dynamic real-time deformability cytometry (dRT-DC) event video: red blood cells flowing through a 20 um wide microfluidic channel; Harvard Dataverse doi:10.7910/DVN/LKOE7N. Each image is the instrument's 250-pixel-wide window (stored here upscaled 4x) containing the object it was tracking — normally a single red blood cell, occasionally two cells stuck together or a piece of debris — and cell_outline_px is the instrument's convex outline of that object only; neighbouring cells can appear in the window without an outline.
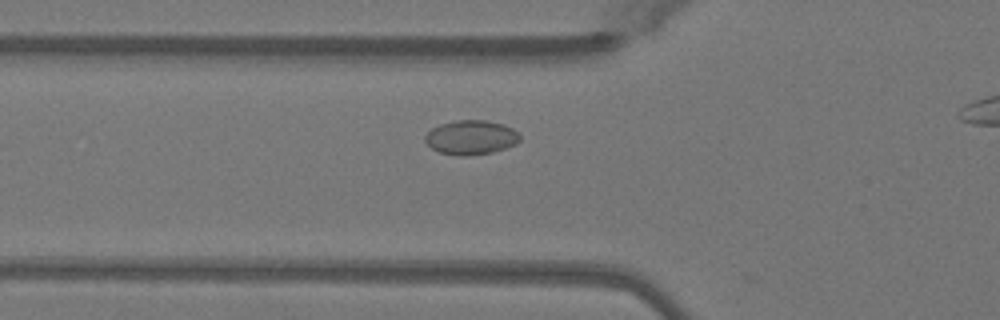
{"species": "Egyptian fruit bat (a non-hibernating species)", "species_latin": "Rousettus aegyptiacus", "temperature_condition": "warm", "stored_images_in_passage": 29, "camera_frame_rate_fps": 3000, "um_per_image_px": 0.085, "animal": {"sex": "female"}, "frame": {"image": 1, "passage_image": 3, "time_ms": 0.667, "image_size_px": [1000, 320], "cell_outline_px": [[520, 140], [516, 144], [492, 152], [468, 156], [456, 156], [440, 152], [432, 148], [424, 140], [424, 136], [432, 128], [440, 124], [456, 120], [484, 120], [504, 124], [520, 132]], "centroid_in_image_um": [40.05, 11.68], "position_along_channel_um": 85.8, "area_um2": 19.07}}
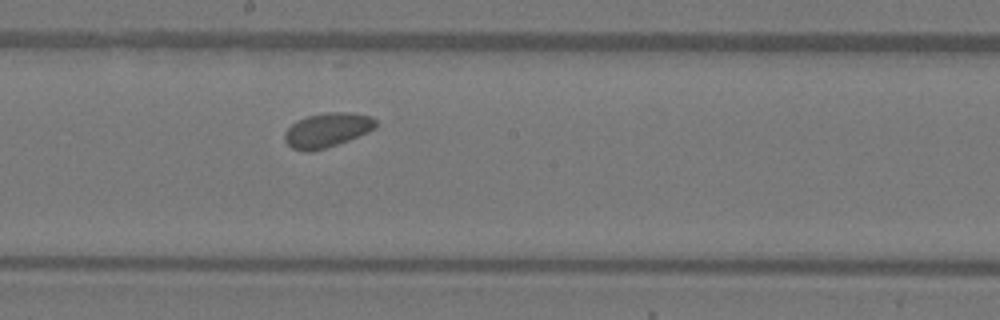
{"frame": {"image": 2, "passage_image": 13, "time_ms": 4.0, "image_size_px": [1000, 320], "cell_outline_px": [[376, 128], [368, 132], [348, 140], [312, 152], [304, 152], [292, 148], [284, 140], [284, 132], [292, 124], [308, 116], [328, 112], [348, 112], [372, 116], [376, 120]], "centroid_in_image_um": [27.81, 11.06], "position_along_channel_um": 220.4, "area_um2": 18.15}}
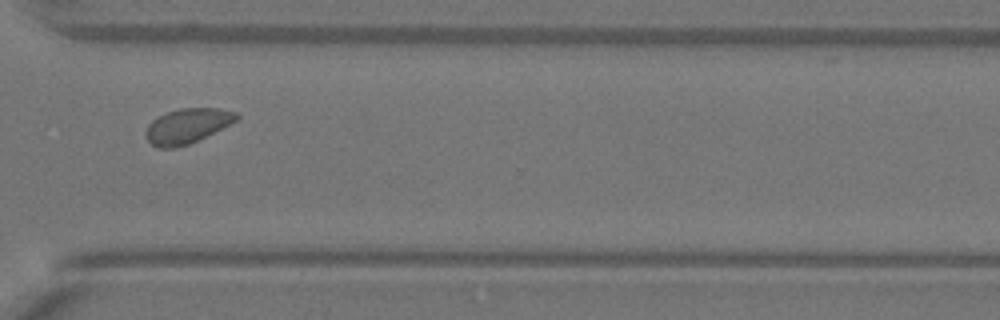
{"frame": {"image": 3, "passage_image": 23, "time_ms": 7.333, "image_size_px": [1000, 320], "cell_outline_px": [[240, 116], [236, 120], [188, 144], [176, 148], [156, 148], [148, 140], [144, 132], [148, 124], [152, 120], [168, 112], [180, 108], [220, 108], [236, 112]], "centroid_in_image_um": [15.87, 10.7], "position_along_channel_um": 354.7, "area_um2": 18.09}}